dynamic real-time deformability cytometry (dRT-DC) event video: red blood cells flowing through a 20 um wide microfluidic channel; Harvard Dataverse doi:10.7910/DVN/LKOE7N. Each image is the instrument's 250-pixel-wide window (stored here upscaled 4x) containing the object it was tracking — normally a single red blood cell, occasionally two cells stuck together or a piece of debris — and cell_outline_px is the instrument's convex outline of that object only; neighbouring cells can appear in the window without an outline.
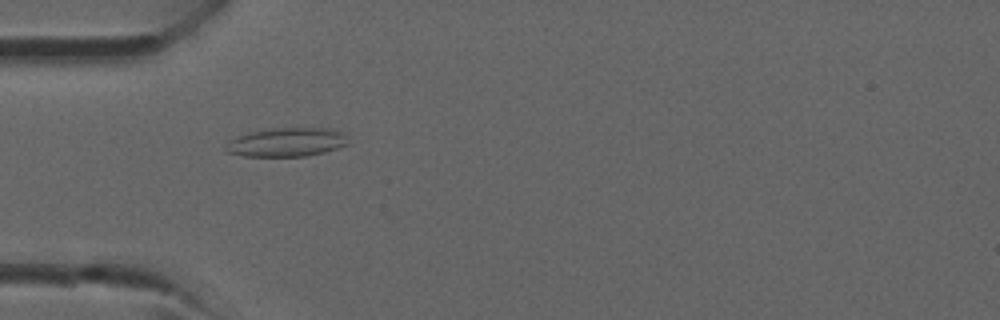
{"species": "common noctule bat (a hibernating species)", "species_latin": "Nyctalus noctula", "temperature_condition": "room temperature", "stored_images_in_passage": 8, "camera_frame_rate_fps": 3000, "um_per_image_px": 0.085, "animal": {"sex": "male", "forearm_length_mm": 52.5}, "frame": {"image": 1, "passage_image": 3, "time_ms": 0.667, "image_size_px": [1000, 320], "cell_outline_px": [[352, 144], [324, 152], [304, 156], [244, 156], [224, 152], [224, 148], [232, 140], [248, 132], [272, 128], [328, 128], [344, 132]], "centroid_in_image_um": [24.44, 12.08], "position_along_channel_um": 60.6, "area_um2": 20.69}}
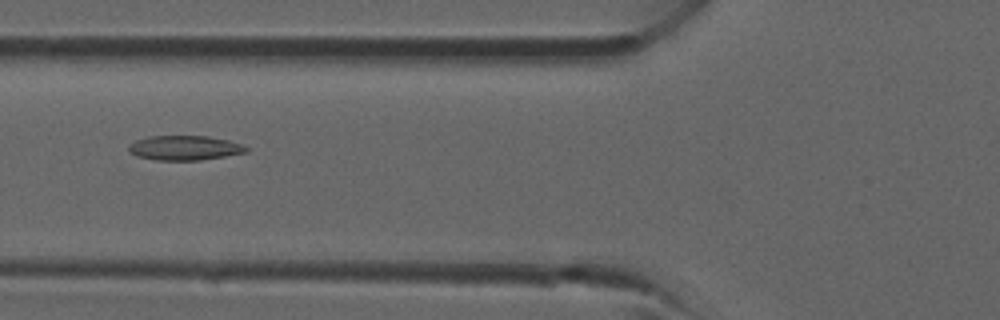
{"frame": {"image": 2, "passage_image": 6, "time_ms": 1.667, "image_size_px": [1000, 320], "cell_outline_px": [[248, 152], [200, 160], [156, 160], [136, 156], [128, 152], [128, 144], [136, 140], [148, 136], [208, 136], [228, 140], [244, 144], [248, 148]], "centroid_in_image_um": [15.68, 12.57], "position_along_channel_um": 110.1, "area_um2": 16.99}}
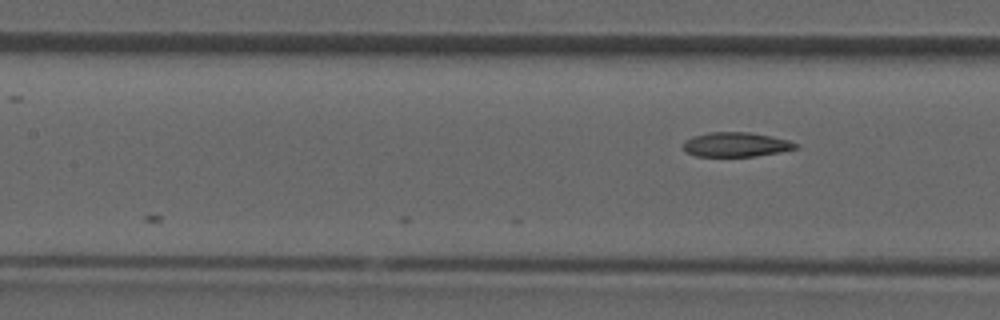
{"frame": {"image": 3, "passage_image": 8, "time_ms": 2.333, "image_size_px": [1000, 320], "cell_outline_px": [[796, 148], [780, 152], [756, 156], [696, 156], [688, 152], [684, 148], [684, 140], [692, 136], [708, 132], [748, 132], [772, 136], [788, 140], [796, 144]], "centroid_in_image_um": [62.53, 12.28], "position_along_channel_um": 144.9, "area_um2": 15.9}}